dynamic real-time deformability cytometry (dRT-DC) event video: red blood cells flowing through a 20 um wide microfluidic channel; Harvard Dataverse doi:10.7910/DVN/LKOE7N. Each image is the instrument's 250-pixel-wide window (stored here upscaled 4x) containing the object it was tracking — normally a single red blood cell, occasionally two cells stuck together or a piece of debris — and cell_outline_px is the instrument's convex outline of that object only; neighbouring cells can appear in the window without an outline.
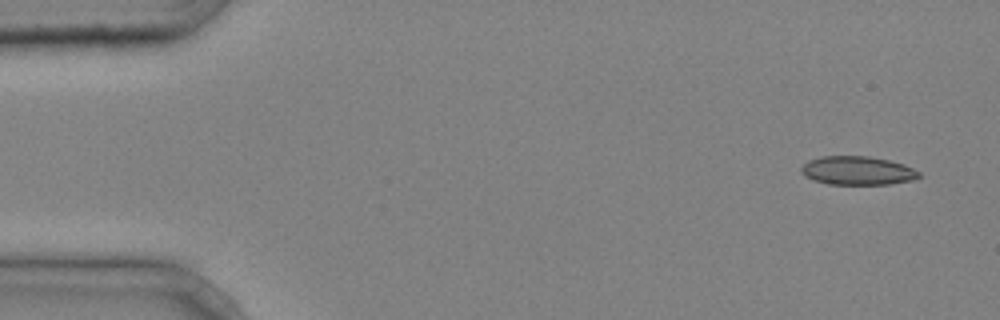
{"species": "common noctule bat (a hibernating species)", "species_latin": "Nyctalus noctula", "temperature_condition": "cold", "stored_images_in_passage": 3, "camera_frame_rate_fps": 3000, "um_per_image_px": 0.085, "animal": {"sex": "male", "body_mass_g": 20.4}, "frame": {"image": 1, "passage_image": 1, "time_ms": 0.0, "image_size_px": [1000, 320], "cell_outline_px": [[920, 176], [916, 180], [888, 184], [828, 184], [812, 180], [804, 176], [800, 172], [800, 168], [808, 160], [820, 156], [868, 156], [888, 160], [904, 164], [920, 172]], "centroid_in_image_um": [72.87, 14.5], "position_along_channel_um": 12.1, "area_um2": 19.83}}